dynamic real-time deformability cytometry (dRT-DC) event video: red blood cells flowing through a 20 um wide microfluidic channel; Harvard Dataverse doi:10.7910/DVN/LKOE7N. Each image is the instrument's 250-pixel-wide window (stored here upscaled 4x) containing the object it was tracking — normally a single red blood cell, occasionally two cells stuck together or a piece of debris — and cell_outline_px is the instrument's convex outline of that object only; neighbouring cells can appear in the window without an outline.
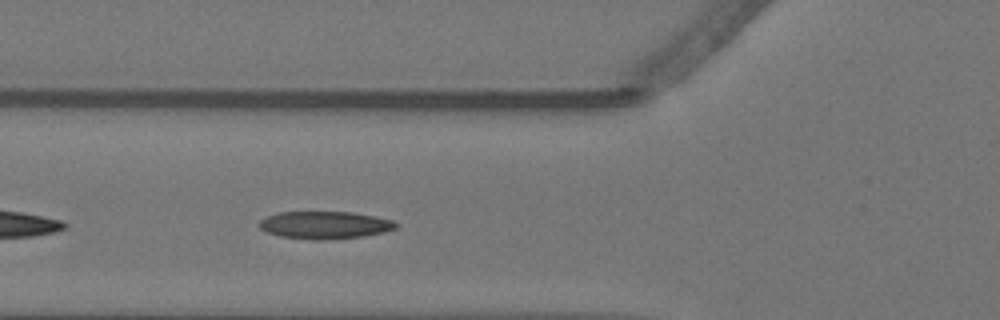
{"species": "Egyptian fruit bat (a non-hibernating species)", "species_latin": "Rousettus aegyptiacus", "temperature_condition": "warm", "stored_images_in_passage": 20, "camera_frame_rate_fps": 3000, "um_per_image_px": 0.085, "animal": {"sex": "female"}, "frame": {"image": 1, "passage_image": 6, "time_ms": 1.667, "image_size_px": [1000, 320], "cell_outline_px": [[400, 224], [396, 228], [384, 232], [360, 236], [320, 240], [312, 240], [280, 236], [268, 232], [260, 228], [260, 220], [268, 216], [280, 212], [352, 212], [376, 216], [392, 220]], "centroid_in_image_um": [27.64, 19.12], "position_along_channel_um": 98.2, "area_um2": 21.73}}
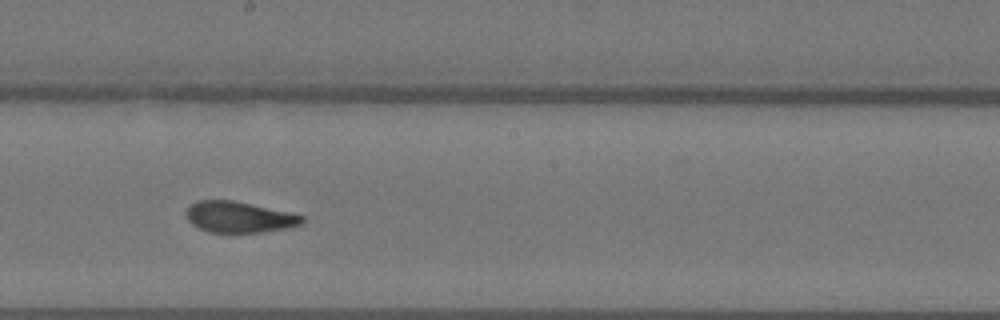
{"frame": {"image": 2, "passage_image": 17, "time_ms": 5.333, "image_size_px": [1000, 320], "cell_outline_px": [[304, 220], [300, 224], [288, 228], [260, 232], [208, 232], [192, 224], [188, 220], [184, 212], [196, 200], [232, 200], [288, 212], [304, 216]], "centroid_in_image_um": [20.29, 18.45], "position_along_channel_um": 227.9, "area_um2": 20.75}}